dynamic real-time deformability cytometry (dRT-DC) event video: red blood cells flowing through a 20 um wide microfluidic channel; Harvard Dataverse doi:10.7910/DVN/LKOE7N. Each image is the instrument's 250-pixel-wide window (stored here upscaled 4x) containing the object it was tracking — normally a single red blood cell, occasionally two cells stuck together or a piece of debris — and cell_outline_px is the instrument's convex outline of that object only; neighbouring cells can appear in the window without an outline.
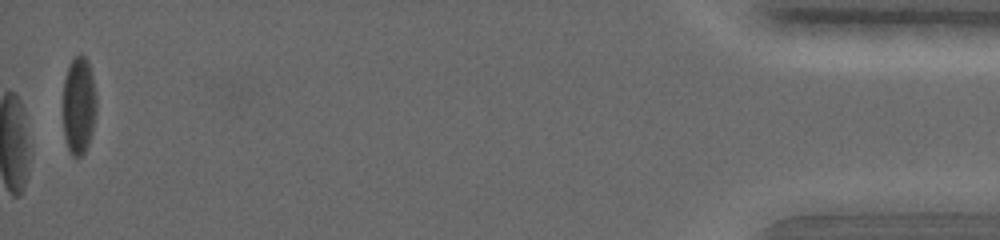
{"species": "common noctule bat (a hibernating species)", "species_latin": "Nyctalus noctula", "temperature_condition": "warm", "stored_images_in_passage": 36, "camera_frame_rate_fps": 5000, "um_per_image_px": 0.085, "animal": {"sex": "female", "body_mass_g": 19.0, "forearm_length_mm": 56.7}, "frame": {"image": 1, "passage_image": 36, "time_ms": 15.0, "image_size_px": [1000, 240], "cell_outline_px": [[96, 112], [92, 132], [88, 144], [84, 152], [80, 156], [72, 156], [68, 152], [64, 136], [64, 80], [68, 64], [72, 56], [80, 52], [88, 60], [92, 76], [96, 96]], "centroid_in_image_um": [6.69, 8.92], "position_along_channel_um": 428.5, "area_um2": 19.25}, "authors_computed_cell_mechanics": {"area_um2": 20.5479, "velocity_mm_per_s": 3.8002, "shape_relaxation_time_tau1_ms": null, "shape_relaxation_time_tau2_ms": 4.1429, "deformation_change_tau1": null, "deformation_change_tau2": 0.0895}}